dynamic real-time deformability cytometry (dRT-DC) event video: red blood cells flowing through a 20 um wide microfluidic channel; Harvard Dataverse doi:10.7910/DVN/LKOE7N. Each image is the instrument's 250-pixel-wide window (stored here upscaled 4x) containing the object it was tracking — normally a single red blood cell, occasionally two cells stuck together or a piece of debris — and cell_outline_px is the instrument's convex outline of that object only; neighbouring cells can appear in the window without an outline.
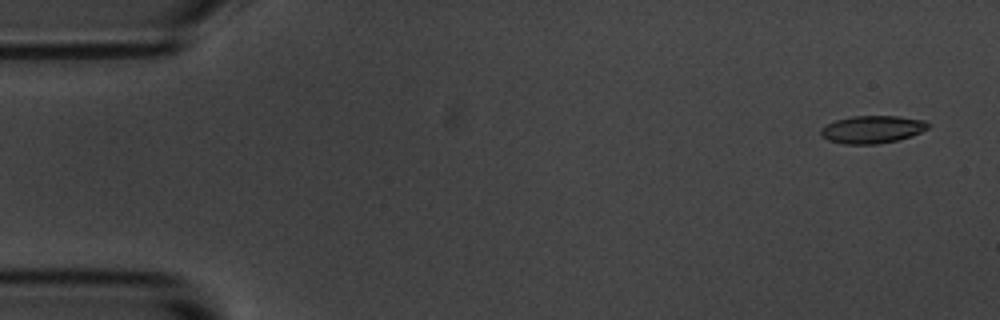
{"species": "common noctule bat (a hibernating species)", "species_latin": "Nyctalus noctula", "temperature_condition": "room temperature", "stored_images_in_passage": 7, "camera_frame_rate_fps": 3000, "um_per_image_px": 0.085, "animal": {"sex": "male", "body_mass_g": 20.1, "forearm_length_mm": 53.5}, "frame": {"image": 1, "passage_image": 1, "time_ms": 0.0, "image_size_px": [1000, 320], "cell_outline_px": [[928, 128], [912, 136], [900, 140], [876, 144], [844, 144], [828, 140], [820, 136], [820, 128], [836, 120], [852, 116], [900, 116], [924, 120], [928, 124]], "centroid_in_image_um": [74.12, 11.0], "position_along_channel_um": 10.9, "area_um2": 17.34}}
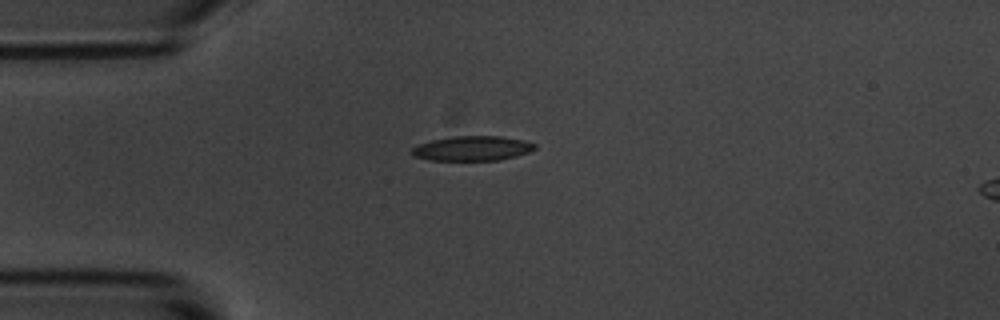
{"frame": {"image": 2, "passage_image": 4, "time_ms": 3.667, "image_size_px": [1000, 320], "cell_outline_px": [[536, 148], [528, 152], [516, 156], [500, 160], [428, 160], [412, 156], [412, 148], [420, 144], [432, 140], [452, 136], [500, 136], [524, 140], [536, 144]], "centroid_in_image_um": [40.15, 12.61], "position_along_channel_um": 44.9, "area_um2": 17.69}}
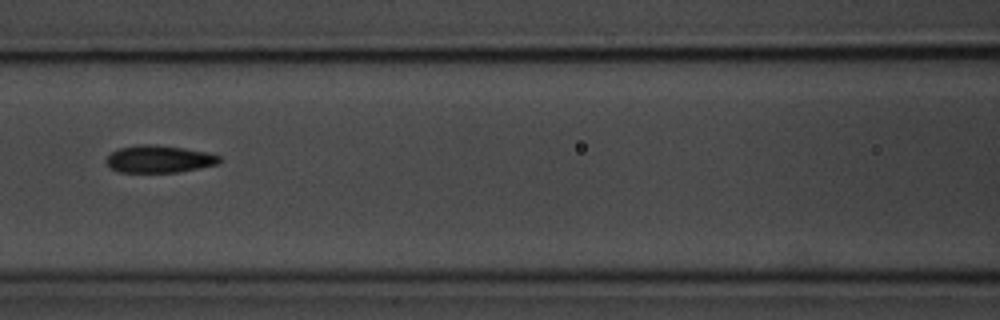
{"frame": {"image": 3, "passage_image": 7, "time_ms": 7.0, "image_size_px": [1000, 320], "cell_outline_px": [[220, 160], [216, 164], [200, 168], [180, 172], [120, 172], [108, 168], [104, 160], [112, 152], [120, 148], [140, 144], [156, 144], [184, 148], [204, 152], [220, 156]], "centroid_in_image_um": [13.47, 13.52], "position_along_channel_um": 153.1, "area_um2": 18.03}}